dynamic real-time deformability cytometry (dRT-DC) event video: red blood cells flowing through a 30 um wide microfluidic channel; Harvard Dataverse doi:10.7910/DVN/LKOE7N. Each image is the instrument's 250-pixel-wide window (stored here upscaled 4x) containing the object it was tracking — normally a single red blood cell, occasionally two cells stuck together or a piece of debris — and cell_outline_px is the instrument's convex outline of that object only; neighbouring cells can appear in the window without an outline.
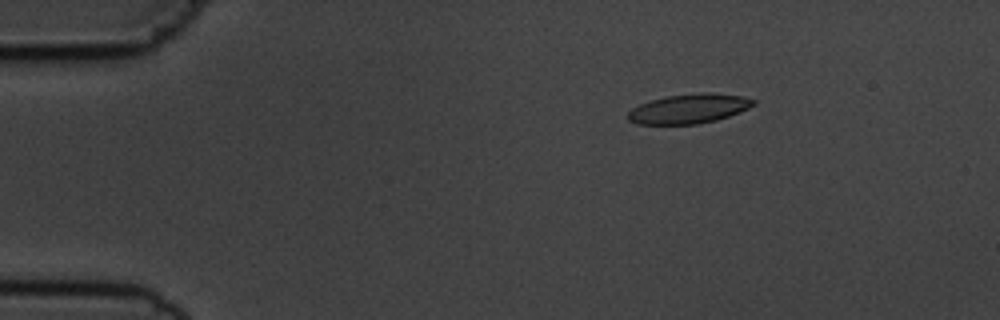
{"species": "common noctule bat (a hibernating species)", "species_latin": "Nyctalus noctula", "temperature_condition": "cold", "stored_images_in_passage": 10, "camera_frame_rate_fps": 3000, "um_per_image_px": 0.085, "animal": {"sex": "male", "body_mass_g": 19.5, "forearm_length_mm": 54.6}, "frame": {"image": 1, "passage_image": 3, "time_ms": 2.333, "image_size_px": [1000, 320], "cell_outline_px": [[756, 104], [748, 108], [728, 116], [716, 120], [696, 124], [636, 124], [628, 120], [628, 112], [632, 108], [640, 104], [652, 100], [668, 96], [700, 92], [712, 92], [740, 96], [756, 100]], "centroid_in_image_um": [58.56, 9.24], "position_along_channel_um": 26.4, "area_um2": 21.44}}
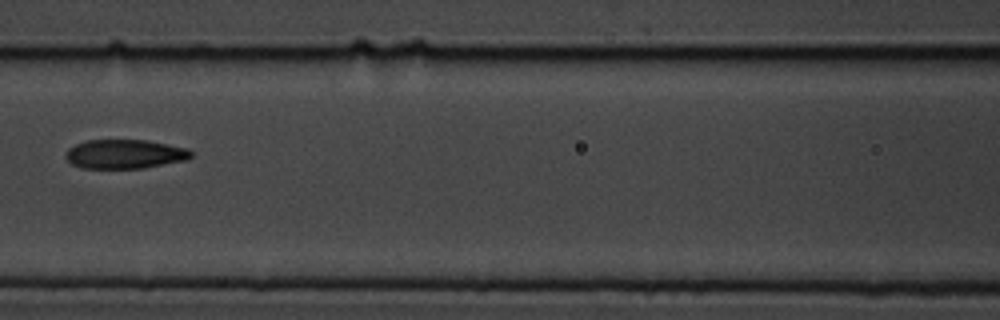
{"frame": {"image": 2, "passage_image": 7, "time_ms": 7.667, "image_size_px": [1000, 320], "cell_outline_px": [[192, 156], [188, 160], [144, 168], [80, 168], [72, 164], [64, 156], [68, 148], [76, 144], [88, 140], [148, 140], [188, 148], [192, 152]], "centroid_in_image_um": [10.63, 13.1], "position_along_channel_um": 156.0, "area_um2": 21.44}}
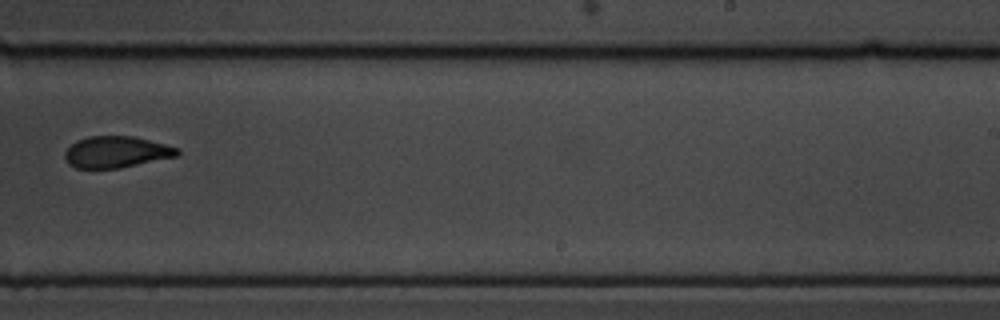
{"frame": {"image": 3, "passage_image": 10, "time_ms": 11.0, "image_size_px": [1000, 320], "cell_outline_px": [[180, 152], [176, 156], [120, 168], [76, 168], [68, 164], [64, 156], [64, 152], [76, 140], [88, 136], [132, 136], [180, 148]], "centroid_in_image_um": [9.86, 12.92], "position_along_channel_um": 279.1, "area_um2": 20.52}}